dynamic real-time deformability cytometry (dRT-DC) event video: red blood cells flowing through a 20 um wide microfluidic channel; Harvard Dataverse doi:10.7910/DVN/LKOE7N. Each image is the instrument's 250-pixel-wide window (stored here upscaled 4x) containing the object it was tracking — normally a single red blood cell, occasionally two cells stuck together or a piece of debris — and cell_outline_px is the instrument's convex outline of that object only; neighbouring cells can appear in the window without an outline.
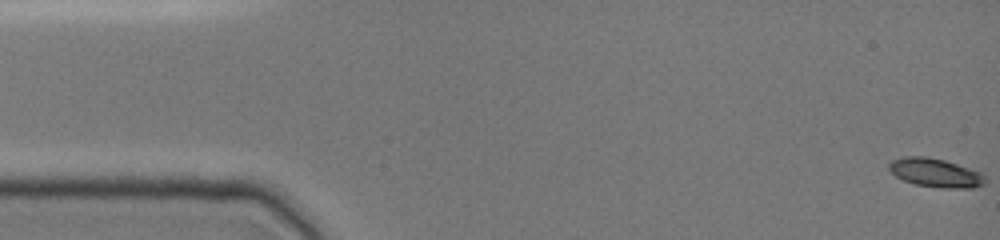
{"species": "common noctule bat (a hibernating species)", "species_latin": "Nyctalus noctula", "temperature_condition": "cold", "stored_images_in_passage": 19, "camera_frame_rate_fps": 3000, "um_per_image_px": 0.085, "animal": {"sex": "female", "body_mass_g": 19.0, "forearm_length_mm": 51.5}, "frame": {"image": 1, "passage_image": 1, "time_ms": 0.0, "image_size_px": [1000, 240], "cell_outline_px": [[984, 184], [972, 188], [948, 188], [916, 184], [904, 180], [896, 176], [888, 168], [888, 164], [904, 156], [928, 156], [944, 160], [980, 172], [984, 176]], "centroid_in_image_um": [79.51, 14.68], "position_along_channel_um": 5.5, "area_um2": 15.72}}
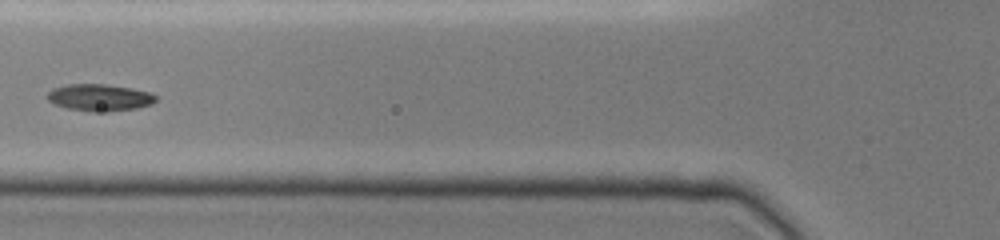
{"frame": {"image": 2, "passage_image": 11, "time_ms": 6.0, "image_size_px": [1000, 240], "cell_outline_px": [[156, 100], [152, 104], [136, 108], [92, 112], [68, 108], [56, 104], [48, 100], [48, 92], [52, 88], [68, 84], [104, 84], [132, 88], [148, 92], [156, 96]], "centroid_in_image_um": [8.45, 8.28], "position_along_channel_um": 117.3, "area_um2": 16.7}}
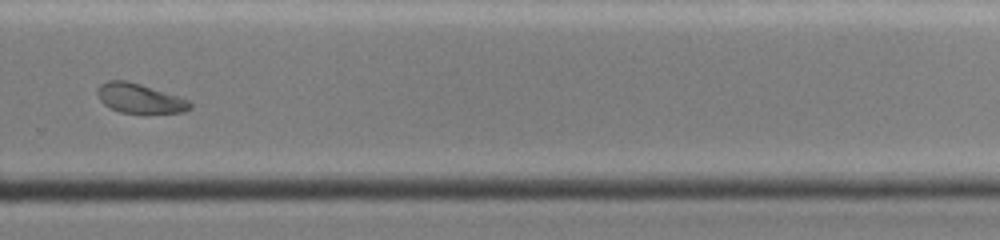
{"frame": {"image": 3, "passage_image": 19, "time_ms": 11.0, "image_size_px": [1000, 240], "cell_outline_px": [[192, 104], [184, 112], [120, 112], [104, 104], [100, 100], [96, 92], [100, 84], [108, 80], [128, 80], [188, 100]], "centroid_in_image_um": [11.81, 8.34], "position_along_channel_um": 318.0, "area_um2": 15.43}}